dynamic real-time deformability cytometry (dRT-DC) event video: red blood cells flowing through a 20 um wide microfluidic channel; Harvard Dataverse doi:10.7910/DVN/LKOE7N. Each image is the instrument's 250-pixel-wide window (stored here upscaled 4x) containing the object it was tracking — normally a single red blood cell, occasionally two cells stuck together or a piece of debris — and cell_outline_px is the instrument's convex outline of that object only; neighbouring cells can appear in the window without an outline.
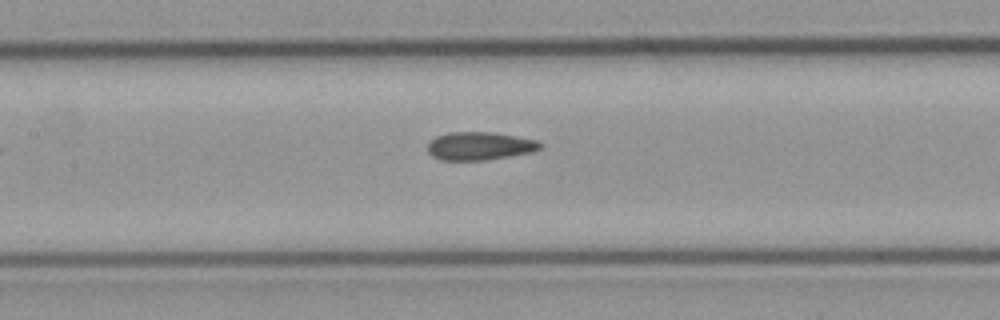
{"species": "common noctule bat (a hibernating species)", "species_latin": "Nyctalus noctula", "temperature_condition": "cold", "stored_images_in_passage": 7, "camera_frame_rate_fps": 3000, "um_per_image_px": 0.085, "animal": {"sex": "male", "body_mass_g": 23.1, "forearm_length_mm": 52.7}, "frame": {"image": 1, "passage_image": 4, "time_ms": 1.0, "image_size_px": [1000, 320], "cell_outline_px": [[544, 144], [540, 148], [532, 152], [484, 160], [440, 160], [432, 156], [428, 152], [428, 144], [436, 136], [448, 132], [496, 132], [540, 140]], "centroid_in_image_um": [40.8, 12.39], "position_along_channel_um": 166.6, "area_um2": 18.61}}
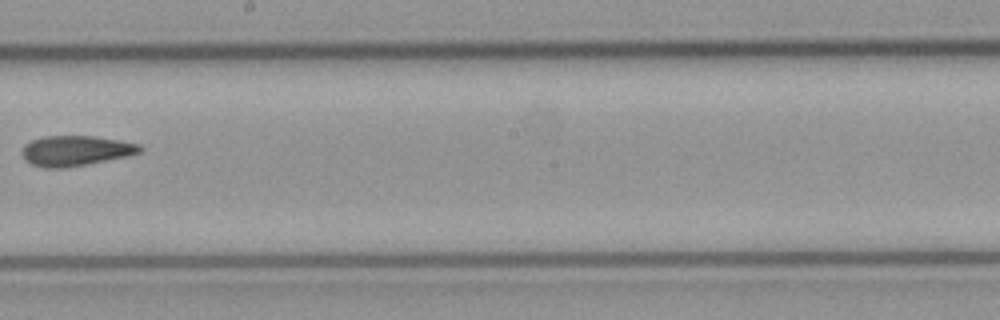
{"frame": {"image": 2, "passage_image": 6, "time_ms": 1.667, "image_size_px": [1000, 320], "cell_outline_px": [[144, 148], [140, 152], [124, 156], [88, 164], [64, 168], [44, 168], [32, 164], [24, 160], [20, 152], [24, 144], [32, 140], [44, 136], [96, 136], [120, 140], [140, 144]], "centroid_in_image_um": [6.39, 12.81], "position_along_channel_um": 241.8, "area_um2": 20.87}}
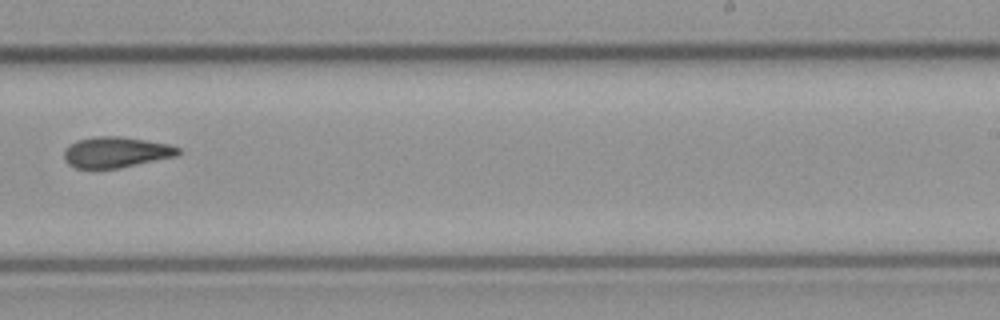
{"frame": {"image": 3, "passage_image": 7, "time_ms": 2.0, "image_size_px": [1000, 320], "cell_outline_px": [[180, 152], [176, 156], [120, 168], [76, 168], [68, 164], [64, 160], [64, 152], [76, 140], [96, 136], [120, 136], [168, 144], [180, 148]], "centroid_in_image_um": [9.86, 12.94], "position_along_channel_um": 279.1, "area_um2": 20.29}}